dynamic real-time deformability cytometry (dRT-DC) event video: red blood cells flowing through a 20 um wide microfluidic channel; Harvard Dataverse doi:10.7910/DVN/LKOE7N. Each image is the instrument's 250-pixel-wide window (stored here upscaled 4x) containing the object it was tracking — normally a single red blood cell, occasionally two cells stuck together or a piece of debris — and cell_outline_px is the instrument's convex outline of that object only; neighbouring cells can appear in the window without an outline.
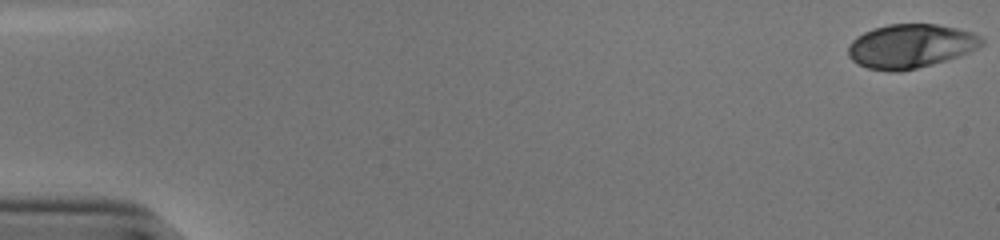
{"species": "human", "species_latin": "Homo sapiens", "temperature_condition": "cold", "stored_images_in_passage": 45, "camera_frame_rate_fps": 3000, "um_per_image_px": 0.085, "donor": {"sex": "male"}, "frame": {"image": 1, "passage_image": 1, "time_ms": 0.0, "image_size_px": [1000, 240], "cell_outline_px": [[984, 44], [968, 52], [932, 64], [900, 72], [888, 72], [868, 68], [852, 60], [848, 56], [848, 44], [856, 36], [872, 28], [888, 24], [936, 24], [956, 28], [972, 32], [980, 36], [984, 40]], "centroid_in_image_um": [77.36, 3.91], "position_along_channel_um": 7.6, "area_um2": 34.16}}
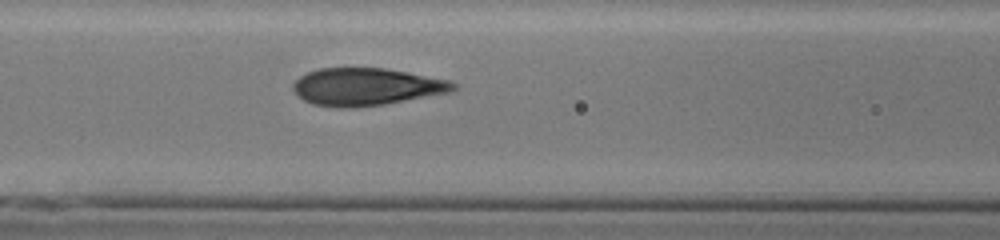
{"frame": {"image": 2, "passage_image": 24, "time_ms": 7.667, "image_size_px": [1000, 240], "cell_outline_px": [[456, 88], [448, 92], [384, 104], [352, 108], [340, 108], [312, 104], [304, 100], [292, 88], [292, 84], [300, 76], [308, 72], [320, 68], [384, 68], [448, 80], [456, 84]], "centroid_in_image_um": [31.08, 7.38], "position_along_channel_um": 135.5, "area_um2": 34.51}}
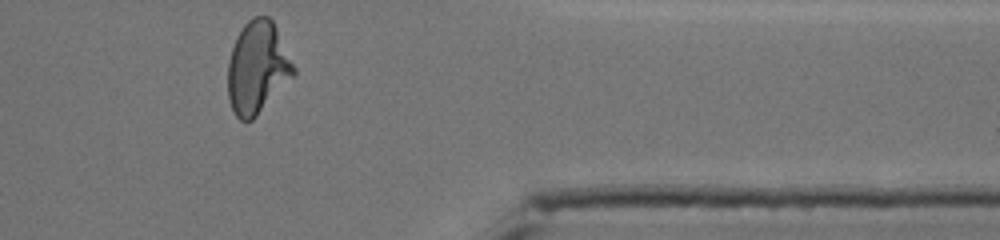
{"frame": {"image": 3, "passage_image": 45, "time_ms": 14.667, "image_size_px": [1000, 240], "cell_outline_px": [[296, 72], [256, 116], [252, 120], [240, 120], [236, 116], [228, 100], [228, 60], [236, 36], [244, 24], [252, 16], [268, 16], [272, 20], [296, 68]], "centroid_in_image_um": [21.86, 5.72], "position_along_channel_um": 389.5, "area_um2": 34.97}, "authors_computed_cell_mechanics": {"area_um2": 34.7378, "velocity_mm_per_s": 3.8667, "shape_relaxation_time_tau1_ms": 4.3728, "shape_relaxation_time_tau2_ms": null, "deformation_change_tau1": 0.1895, "deformation_change_tau2": null}}